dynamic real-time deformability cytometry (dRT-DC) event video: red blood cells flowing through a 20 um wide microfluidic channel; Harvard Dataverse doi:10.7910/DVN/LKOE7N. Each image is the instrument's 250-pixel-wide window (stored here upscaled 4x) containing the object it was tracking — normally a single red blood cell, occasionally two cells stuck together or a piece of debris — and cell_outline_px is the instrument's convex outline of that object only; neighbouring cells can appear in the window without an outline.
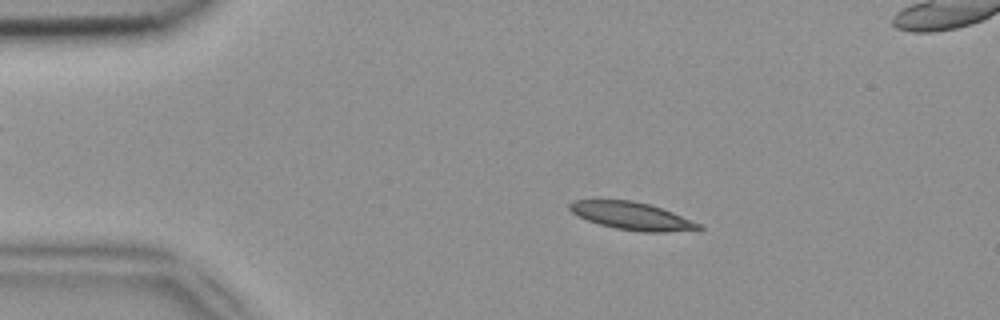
{"species": "common noctule bat (a hibernating species)", "species_latin": "Nyctalus noctula", "temperature_condition": "room temperature", "stored_images_in_passage": 50, "camera_frame_rate_fps": 3000, "um_per_image_px": 0.085, "animal": {"sex": "female", "body_mass_g": 18.4}, "frame": {"image": 1, "passage_image": 7, "time_ms": 2.0, "image_size_px": [1000, 320], "cell_outline_px": [[704, 228], [700, 232], [640, 232], [616, 228], [600, 224], [588, 220], [572, 212], [568, 208], [568, 204], [572, 200], [632, 200], [652, 204], [704, 224]], "centroid_in_image_um": [53.87, 18.38], "position_along_channel_um": 31.1, "area_um2": 21.39}}
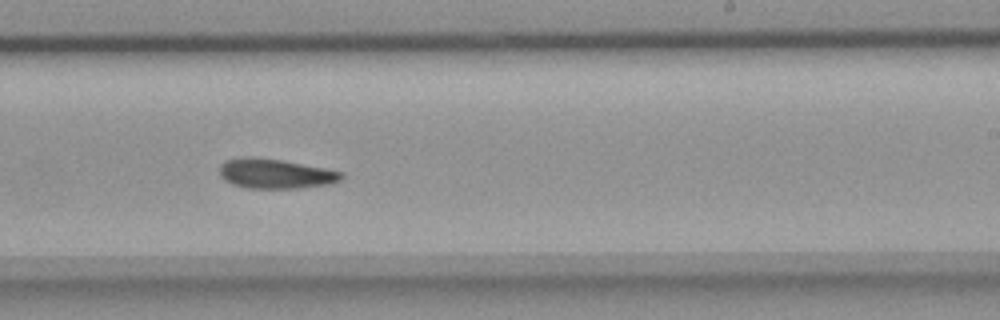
{"frame": {"image": 2, "passage_image": 29, "time_ms": 9.333, "image_size_px": [1000, 320], "cell_outline_px": [[344, 176], [340, 180], [332, 184], [300, 188], [248, 188], [232, 184], [224, 180], [220, 176], [220, 164], [228, 160], [248, 156], [252, 156], [284, 160], [344, 172]], "centroid_in_image_um": [23.43, 14.76], "position_along_channel_um": 265.6, "area_um2": 21.27}}
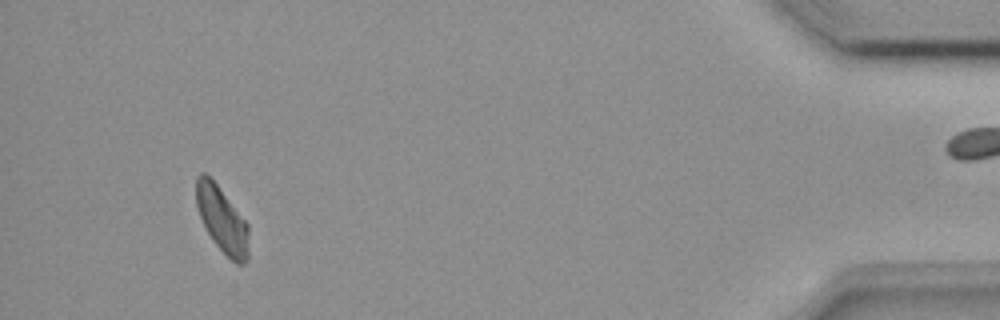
{"frame": {"image": 3, "passage_image": 46, "time_ms": 15.0, "image_size_px": [1000, 320], "cell_outline_px": [[248, 260], [244, 264], [236, 264], [212, 240], [200, 216], [196, 204], [196, 176], [200, 172], [204, 172], [216, 184], [248, 224]], "centroid_in_image_um": [18.87, 18.68], "position_along_channel_um": 416.3, "area_um2": 19.77}}